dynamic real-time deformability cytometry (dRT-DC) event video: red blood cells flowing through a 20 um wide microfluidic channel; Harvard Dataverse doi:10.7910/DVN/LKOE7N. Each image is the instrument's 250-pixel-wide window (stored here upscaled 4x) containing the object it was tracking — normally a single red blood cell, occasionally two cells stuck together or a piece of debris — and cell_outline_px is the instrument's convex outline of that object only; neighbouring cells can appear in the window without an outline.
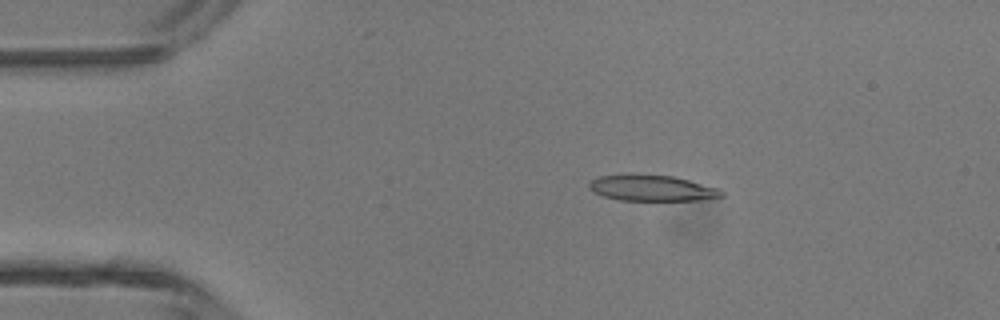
{"species": "common noctule bat (a hibernating species)", "species_latin": "Nyctalus noctula", "temperature_condition": "room temperature", "stored_images_in_passage": 42, "camera_frame_rate_fps": 3000, "um_per_image_px": 0.085, "animal": {"sex": "male", "body_mass_g": 13.3}, "frame": {"image": 1, "passage_image": 5, "time_ms": 1.333, "image_size_px": [1000, 320], "cell_outline_px": [[724, 196], [700, 200], [620, 200], [604, 196], [592, 192], [588, 188], [588, 184], [592, 180], [600, 176], [624, 172], [636, 172], [672, 176], [720, 188], [724, 192]], "centroid_in_image_um": [55.37, 15.95], "position_along_channel_um": 29.6, "area_um2": 20.63}}
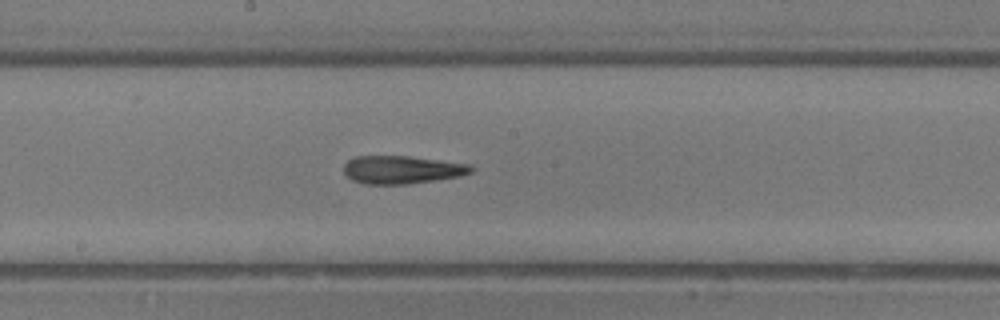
{"frame": {"image": 2, "passage_image": 21, "time_ms": 6.667, "image_size_px": [1000, 320], "cell_outline_px": [[476, 168], [472, 172], [460, 176], [408, 184], [364, 184], [352, 180], [344, 172], [344, 164], [348, 160], [356, 156], [408, 156], [472, 164]], "centroid_in_image_um": [34.19, 14.42], "position_along_channel_um": 214.0, "area_um2": 20.87}}
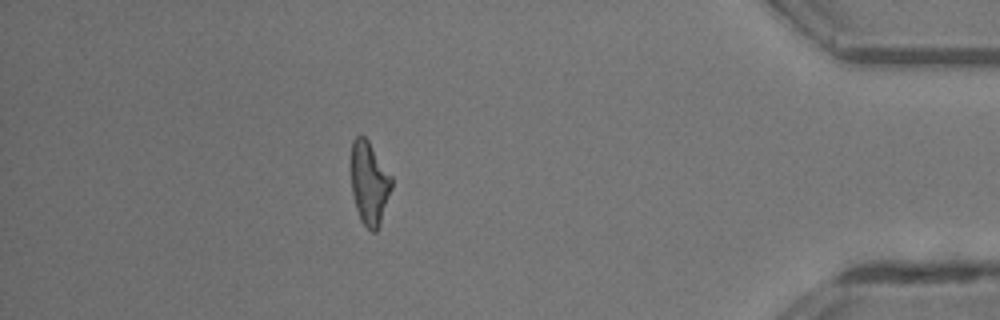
{"frame": {"image": 3, "passage_image": 37, "time_ms": 12.0, "image_size_px": [1000, 320], "cell_outline_px": [[392, 188], [380, 224], [376, 232], [372, 232], [360, 220], [356, 208], [352, 192], [352, 140], [356, 136], [364, 136], [368, 140], [392, 176]], "centroid_in_image_um": [31.41, 15.58], "position_along_channel_um": 403.8, "area_um2": 19.48}, "authors_computed_cell_mechanics": {"area_um2": 20.7502, "velocity_mm_per_s": 4.4706, "shape_relaxation_time_tau1_ms": null, "shape_relaxation_time_tau2_ms": 5.0736, "deformation_change_tau1": null, "deformation_change_tau2": 0.2013}}